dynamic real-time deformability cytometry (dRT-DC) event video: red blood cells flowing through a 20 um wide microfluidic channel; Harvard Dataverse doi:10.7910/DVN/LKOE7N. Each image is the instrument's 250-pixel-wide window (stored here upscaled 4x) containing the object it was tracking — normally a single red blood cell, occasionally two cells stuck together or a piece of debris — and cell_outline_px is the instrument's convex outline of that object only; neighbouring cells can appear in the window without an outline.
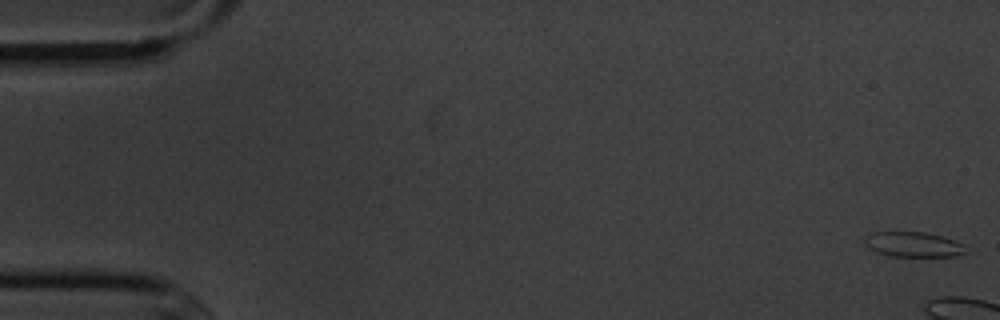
{"species": "common noctule bat (a hibernating species)", "species_latin": "Nyctalus noctula", "temperature_condition": "cold", "stored_images_in_passage": 16, "camera_frame_rate_fps": 3000, "um_per_image_px": 0.085, "animal": {"sex": "male", "body_mass_g": 20.1, "forearm_length_mm": 53.5}, "frame": {"image": 1, "passage_image": 1, "time_ms": 0.0, "image_size_px": [1000, 320], "cell_outline_px": [[964, 252], [956, 256], [892, 256], [876, 252], [868, 248], [864, 240], [872, 232], [924, 232], [956, 240], [964, 244]], "centroid_in_image_um": [77.62, 20.78], "position_along_channel_um": 7.4, "area_um2": 14.57}}
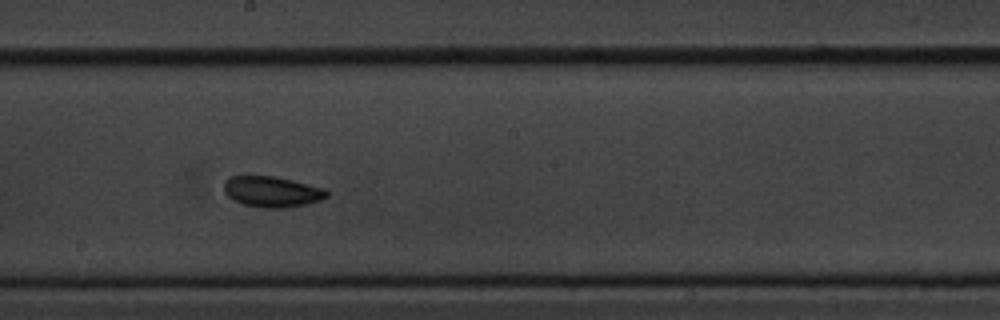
{"frame": {"image": 2, "passage_image": 10, "time_ms": 11.0, "image_size_px": [1000, 320], "cell_outline_px": [[328, 196], [320, 200], [308, 204], [284, 208], [264, 208], [244, 204], [228, 196], [224, 192], [224, 180], [228, 176], [272, 176], [292, 180], [324, 188], [328, 192]], "centroid_in_image_um": [23.11, 16.29], "position_along_channel_um": 225.1, "area_um2": 18.38}}
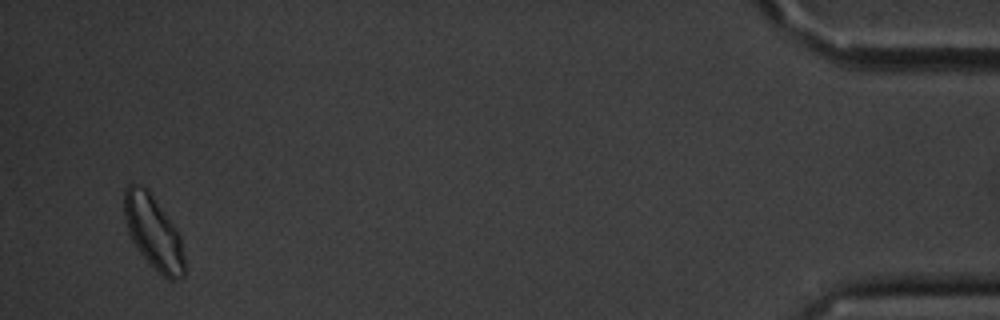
{"frame": {"image": 3, "passage_image": 16, "time_ms": 18.667, "image_size_px": [1000, 320], "cell_outline_px": [[184, 276], [176, 280], [168, 280], [148, 264], [132, 240], [128, 232], [124, 220], [124, 188], [128, 184], [140, 184], [148, 188], [176, 228], [180, 236], [184, 256]], "centroid_in_image_um": [13.03, 19.74], "position_along_channel_um": 422.2, "area_um2": 26.07}, "authors_computed_cell_mechanics": {"area_um2": 18.2648, "velocity_mm_per_s": 3.6022, "shape_relaxation_time_tau1_ms": 2.2595, "shape_relaxation_time_tau2_ms": null, "deformation_change_tau1": 0.0514, "deformation_change_tau2": null}}